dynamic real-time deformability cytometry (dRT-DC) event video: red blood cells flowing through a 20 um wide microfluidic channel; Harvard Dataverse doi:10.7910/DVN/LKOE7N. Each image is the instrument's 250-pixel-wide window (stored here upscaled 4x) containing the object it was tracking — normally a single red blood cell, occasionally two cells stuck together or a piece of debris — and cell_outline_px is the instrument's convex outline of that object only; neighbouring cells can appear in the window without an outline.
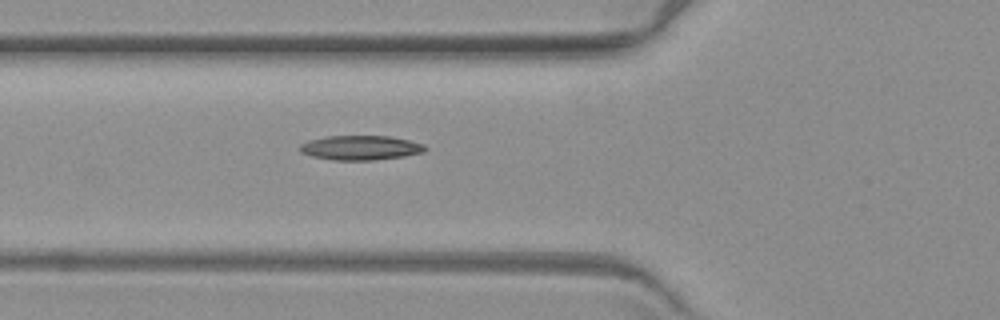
{"species": "common noctule bat (a hibernating species)", "species_latin": "Nyctalus noctula", "temperature_condition": "warm", "stored_images_in_passage": 3, "camera_frame_rate_fps": 3000, "um_per_image_px": 0.085, "animal": {"sex": "female", "body_mass_g": 19.3, "forearm_length_mm": 54.1}, "frame": {"image": 1, "passage_image": 3, "time_ms": 2.333, "image_size_px": [1000, 320], "cell_outline_px": [[428, 148], [424, 152], [404, 156], [372, 160], [332, 160], [312, 156], [300, 152], [300, 144], [308, 140], [328, 136], [388, 136], [408, 140], [424, 144]], "centroid_in_image_um": [30.64, 12.56], "position_along_channel_um": 95.2, "area_um2": 17.86}}